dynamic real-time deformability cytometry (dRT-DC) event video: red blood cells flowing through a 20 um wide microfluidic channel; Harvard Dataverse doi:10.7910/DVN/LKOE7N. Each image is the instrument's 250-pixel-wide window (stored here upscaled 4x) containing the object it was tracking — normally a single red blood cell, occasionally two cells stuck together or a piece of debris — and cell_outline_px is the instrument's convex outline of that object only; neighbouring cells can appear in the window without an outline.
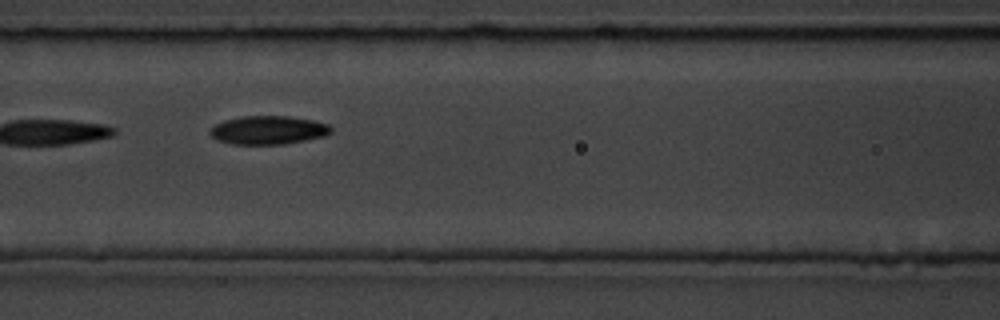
{"species": "common noctule bat (a hibernating species)", "species_latin": "Nyctalus noctula", "temperature_condition": "room temperature", "stored_images_in_passage": 8, "camera_frame_rate_fps": 3000, "um_per_image_px": 0.085, "animal": {"sex": "male", "body_mass_g": 19.5, "forearm_length_mm": 54.6}, "frame": {"image": 1, "passage_image": 7, "time_ms": 7.0, "image_size_px": [1000, 320], "cell_outline_px": [[332, 132], [324, 136], [284, 144], [232, 144], [216, 140], [208, 132], [216, 124], [224, 120], [244, 116], [288, 116], [312, 120], [328, 124], [332, 128]], "centroid_in_image_um": [22.79, 11.06], "position_along_channel_um": 143.8, "area_um2": 20.0}}